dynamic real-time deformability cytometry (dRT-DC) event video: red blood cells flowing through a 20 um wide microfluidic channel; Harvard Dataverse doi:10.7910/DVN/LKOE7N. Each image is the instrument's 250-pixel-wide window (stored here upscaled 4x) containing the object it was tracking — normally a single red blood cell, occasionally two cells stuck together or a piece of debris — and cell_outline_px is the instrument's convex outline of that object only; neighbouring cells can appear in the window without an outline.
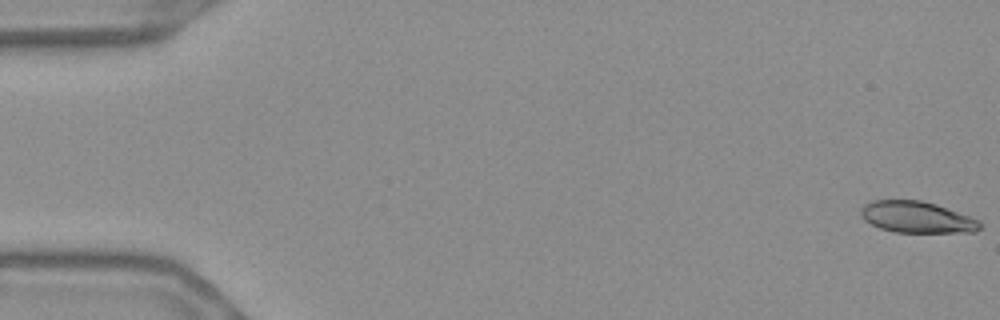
{"species": "Egyptian fruit bat (a non-hibernating species)", "species_latin": "Rousettus aegyptiacus", "temperature_condition": "warm", "stored_images_in_passage": 56, "camera_frame_rate_fps": 3000, "um_per_image_px": 0.085, "frame": {"image": 1, "passage_image": 1, "time_ms": 0.0, "image_size_px": [1000, 320], "cell_outline_px": [[980, 228], [976, 232], [896, 232], [880, 228], [864, 220], [860, 216], [860, 208], [864, 204], [872, 200], [920, 200], [936, 204], [980, 220]], "centroid_in_image_um": [77.9, 18.45], "position_along_channel_um": 7.1, "area_um2": 21.79}}
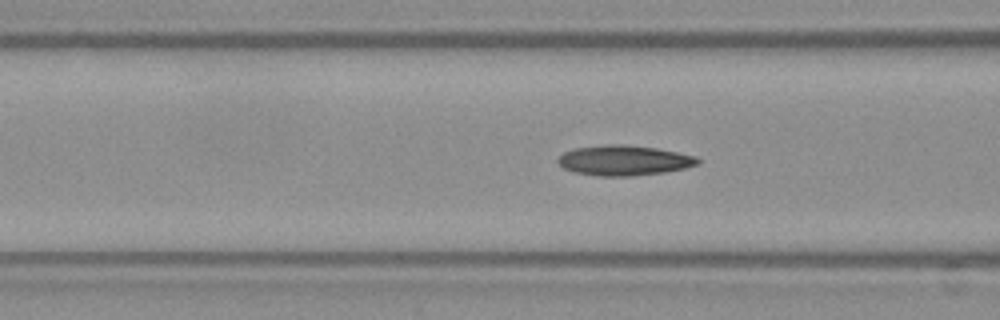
{"frame": {"image": 2, "passage_image": 22, "time_ms": 7.0, "image_size_px": [1000, 320], "cell_outline_px": [[700, 164], [684, 168], [664, 172], [632, 176], [596, 176], [572, 172], [564, 168], [556, 160], [564, 152], [572, 148], [608, 144], [624, 144], [656, 148], [696, 156], [700, 160]], "centroid_in_image_um": [53.02, 13.63], "position_along_channel_um": 113.6, "area_um2": 24.68}}
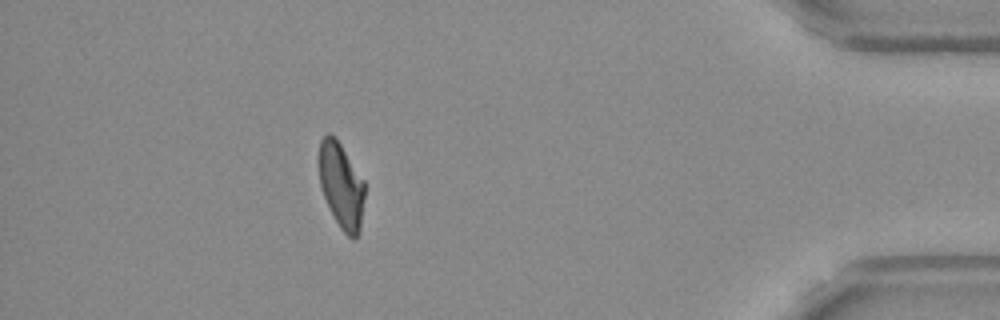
{"frame": {"image": 3, "passage_image": 50, "time_ms": 16.333, "image_size_px": [1000, 320], "cell_outline_px": [[364, 196], [360, 232], [352, 240], [340, 228], [324, 196], [320, 184], [316, 160], [320, 140], [328, 132], [340, 144], [364, 180]], "centroid_in_image_um": [28.98, 15.74], "position_along_channel_um": 406.2, "area_um2": 22.83}, "authors_computed_cell_mechanics": {"area_um2": 23.409, "velocity_mm_per_s": 3.6728, "shape_relaxation_time_tau1_ms": 9.1115, "shape_relaxation_time_tau2_ms": 2.6832, "deformation_change_tau1": 0.2222, "deformation_change_tau2": 0.0981}}